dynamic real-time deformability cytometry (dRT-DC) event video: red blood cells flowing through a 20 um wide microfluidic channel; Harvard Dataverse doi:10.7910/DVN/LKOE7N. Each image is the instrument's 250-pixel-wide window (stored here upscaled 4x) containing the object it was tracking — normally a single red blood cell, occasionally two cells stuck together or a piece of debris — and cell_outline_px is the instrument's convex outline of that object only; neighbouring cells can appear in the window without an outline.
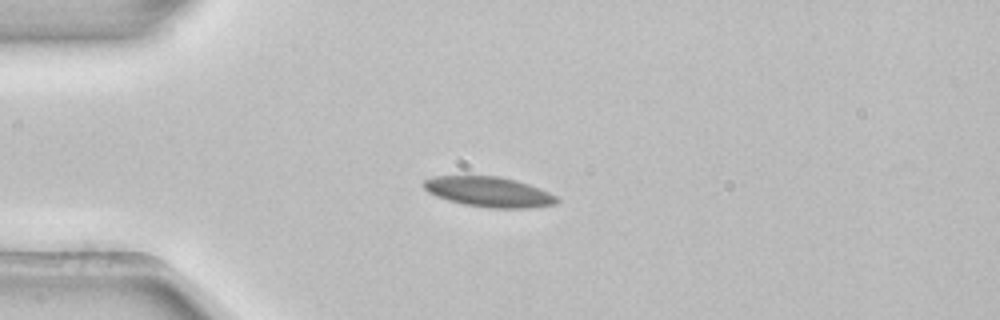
{"species": "common noctule bat (a hibernating species)", "species_latin": "Nyctalus noctula", "temperature_condition": "room temperature", "stored_images_in_passage": 24, "camera_frame_rate_fps": 3000, "um_per_image_px": 0.085, "animal": {"sex": "female", "body_mass_g": 22.7, "forearm_length_mm": 54.2}, "frame": {"image": 1, "passage_image": 1, "time_ms": 0.0, "image_size_px": [1000, 320], "cell_outline_px": [[560, 200], [556, 204], [532, 208], [488, 208], [464, 204], [448, 200], [436, 196], [428, 192], [424, 188], [424, 180], [436, 176], [500, 176], [516, 180], [540, 188], [556, 196]], "centroid_in_image_um": [41.59, 16.31], "position_along_channel_um": 43.4, "area_um2": 23.41}}
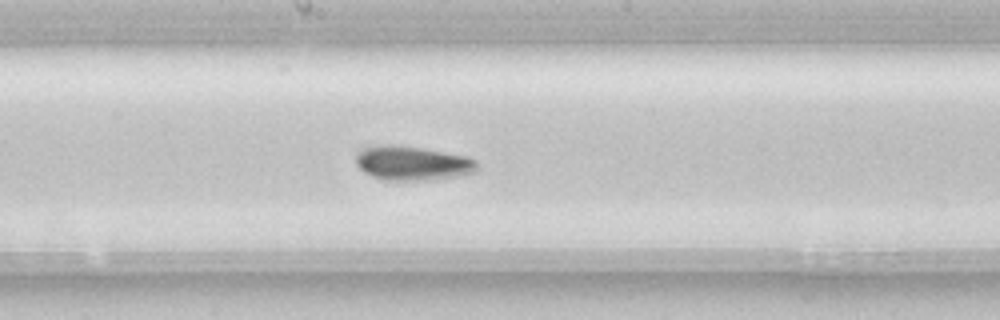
{"frame": {"image": 2, "passage_image": 16, "time_ms": 5.0, "image_size_px": [1000, 320], "cell_outline_px": [[476, 172], [436, 180], [384, 180], [372, 176], [364, 172], [356, 164], [356, 156], [364, 148], [380, 144], [392, 144], [424, 148], [468, 156], [476, 160]], "centroid_in_image_um": [35.07, 13.87], "position_along_channel_um": 213.1, "area_um2": 24.33}}
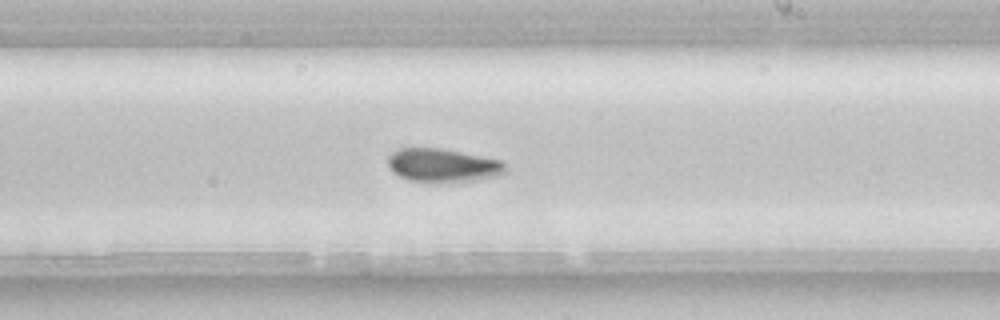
{"frame": {"image": 3, "passage_image": 19, "time_ms": 6.0, "image_size_px": [1000, 320], "cell_outline_px": [[504, 172], [496, 176], [476, 180], [436, 184], [408, 180], [392, 172], [388, 168], [388, 156], [392, 152], [400, 148], [440, 148], [500, 160], [504, 164]], "centroid_in_image_um": [37.56, 14.08], "position_along_channel_um": 251.4, "area_um2": 23.12}}